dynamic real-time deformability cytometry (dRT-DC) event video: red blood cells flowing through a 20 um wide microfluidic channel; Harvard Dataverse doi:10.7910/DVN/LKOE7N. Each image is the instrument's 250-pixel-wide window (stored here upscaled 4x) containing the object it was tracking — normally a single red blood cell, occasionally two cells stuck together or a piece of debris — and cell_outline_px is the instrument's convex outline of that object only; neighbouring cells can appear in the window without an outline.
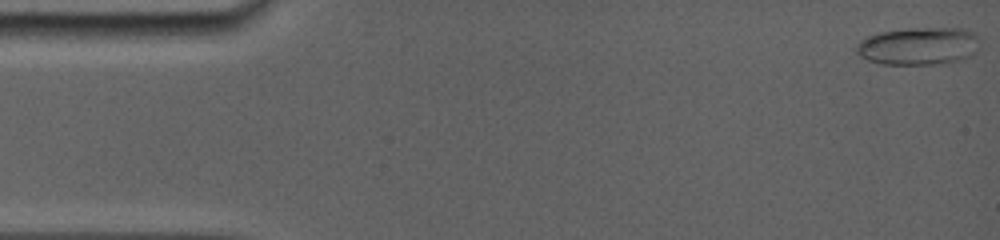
{"species": "common noctule bat (a hibernating species)", "species_latin": "Nyctalus noctula", "temperature_condition": "room temperature", "stored_images_in_passage": 33, "camera_frame_rate_fps": 5000, "um_per_image_px": 0.085, "animal": {"sex": "female", "body_mass_g": 19.0, "forearm_length_mm": 56.7}, "frame": {"image": 1, "passage_image": 1, "time_ms": 0.0, "image_size_px": [1000, 240], "cell_outline_px": [[980, 48], [972, 56], [960, 60], [944, 64], [880, 64], [868, 60], [860, 56], [852, 48], [860, 40], [868, 36], [880, 32], [908, 28], [964, 28], [976, 32], [980, 40]], "centroid_in_image_um": [78.12, 3.91], "position_along_channel_um": 6.9, "area_um2": 27.8}}
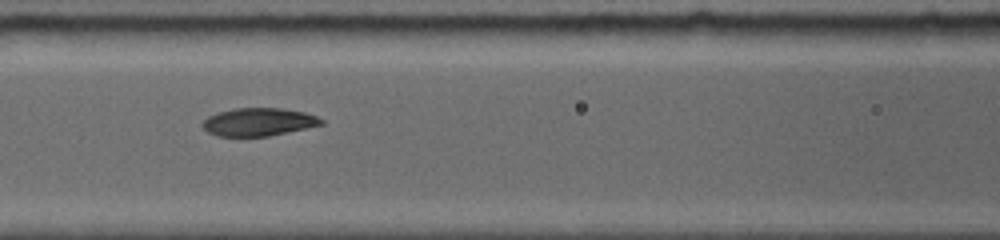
{"frame": {"image": 2, "passage_image": 15, "time_ms": 7.2, "image_size_px": [1000, 240], "cell_outline_px": [[324, 124], [308, 128], [268, 136], [216, 136], [208, 132], [200, 124], [208, 116], [232, 108], [284, 108], [304, 112], [316, 116], [324, 120]], "centroid_in_image_um": [21.99, 10.36], "position_along_channel_um": 144.6, "area_um2": 19.42}}
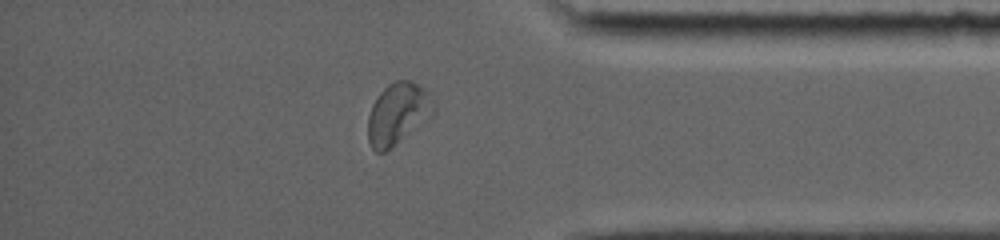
{"frame": {"image": 3, "passage_image": 29, "time_ms": 14.2, "image_size_px": [1000, 240], "cell_outline_px": [[436, 112], [428, 120], [384, 152], [376, 152], [372, 148], [368, 140], [368, 116], [372, 104], [380, 92], [388, 84], [396, 80], [408, 80], [424, 88], [428, 92], [436, 108]], "centroid_in_image_um": [33.82, 9.65], "position_along_channel_um": 401.4, "area_um2": 23.52}, "authors_computed_cell_mechanics": {"area_um2": 21.097, "velocity_mm_per_s": 3.7739, "shape_relaxation_time_tau1_ms": 4.1577, "shape_relaxation_time_tau2_ms": 2.1329, "deformation_change_tau1": 0.138, "deformation_change_tau2": 0.0511}}